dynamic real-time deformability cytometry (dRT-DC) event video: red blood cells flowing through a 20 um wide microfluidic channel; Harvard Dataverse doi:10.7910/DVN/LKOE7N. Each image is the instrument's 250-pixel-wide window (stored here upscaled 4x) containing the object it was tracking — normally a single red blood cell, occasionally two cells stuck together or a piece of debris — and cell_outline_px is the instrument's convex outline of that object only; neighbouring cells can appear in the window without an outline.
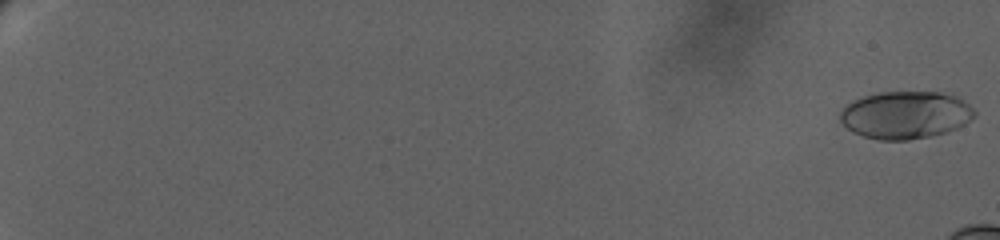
{"species": "human", "species_latin": "Homo sapiens", "temperature_condition": "warm", "stored_images_in_passage": 40, "camera_frame_rate_fps": 3000, "um_per_image_px": 0.085, "donor": {"sex": "female"}, "frame": {"image": 1, "passage_image": 1, "time_ms": 0.0, "image_size_px": [1000, 240], "cell_outline_px": [[976, 116], [964, 124], [956, 128], [944, 132], [928, 136], [908, 140], [880, 140], [864, 136], [852, 132], [840, 120], [840, 112], [852, 100], [876, 92], [940, 92], [956, 96], [968, 104], [976, 112]], "centroid_in_image_um": [76.96, 9.76], "position_along_channel_um": 8.0, "area_um2": 37.05}}
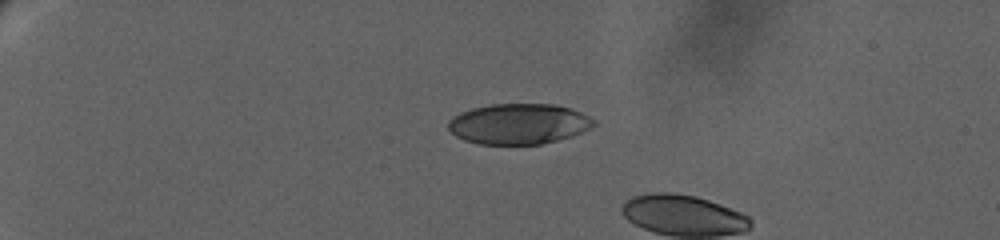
{"frame": {"image": 2, "passage_image": 32, "time_ms": 7.333, "image_size_px": [1000, 240], "cell_outline_px": [[596, 124], [592, 128], [572, 136], [540, 144], [480, 144], [464, 140], [456, 136], [448, 128], [448, 120], [452, 116], [460, 112], [472, 108], [492, 104], [556, 104], [580, 112], [596, 120]], "centroid_in_image_um": [44.09, 10.52], "position_along_channel_um": 40.9, "area_um2": 34.45}}